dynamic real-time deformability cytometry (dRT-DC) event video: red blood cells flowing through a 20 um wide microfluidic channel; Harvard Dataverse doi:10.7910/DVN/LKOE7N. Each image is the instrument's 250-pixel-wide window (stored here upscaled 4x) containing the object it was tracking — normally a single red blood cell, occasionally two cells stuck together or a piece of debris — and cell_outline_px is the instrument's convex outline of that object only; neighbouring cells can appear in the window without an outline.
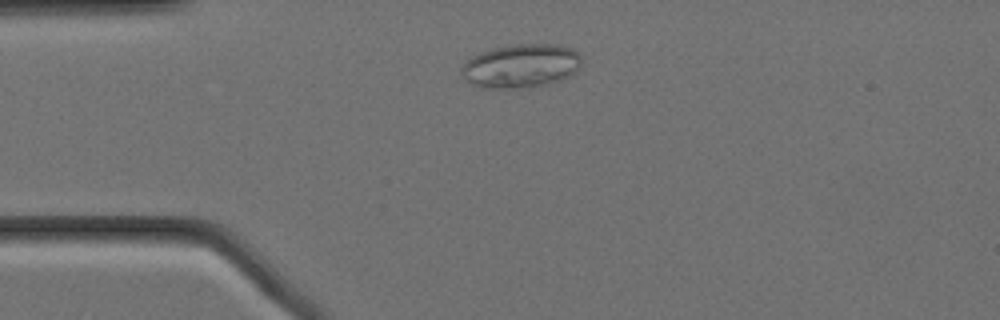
{"species": "Egyptian fruit bat (a non-hibernating species)", "species_latin": "Rousettus aegyptiacus", "temperature_condition": "cold", "stored_images_in_passage": 53, "camera_frame_rate_fps": 3000, "um_per_image_px": 0.085, "animal": {"sex": "female"}, "frame": {"image": 1, "passage_image": 8, "time_ms": 2.333, "image_size_px": [1000, 320], "cell_outline_px": [[580, 68], [568, 76], [560, 80], [548, 84], [532, 88], [488, 88], [472, 84], [464, 80], [460, 72], [460, 68], [472, 56], [492, 48], [516, 44], [556, 44], [572, 48], [580, 56]], "centroid_in_image_um": [44.27, 5.61], "position_along_channel_um": 40.7, "area_um2": 30.75}}
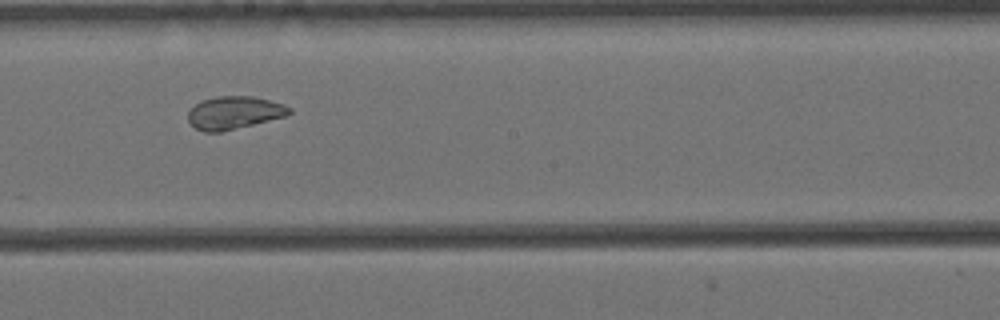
{"frame": {"image": 2, "passage_image": 26, "time_ms": 8.333, "image_size_px": [1000, 320], "cell_outline_px": [[292, 112], [284, 116], [220, 132], [204, 132], [196, 128], [188, 120], [188, 112], [196, 104], [204, 100], [216, 96], [252, 96], [284, 104], [292, 108]], "centroid_in_image_um": [19.9, 9.57], "position_along_channel_um": 228.3, "area_um2": 19.02}}
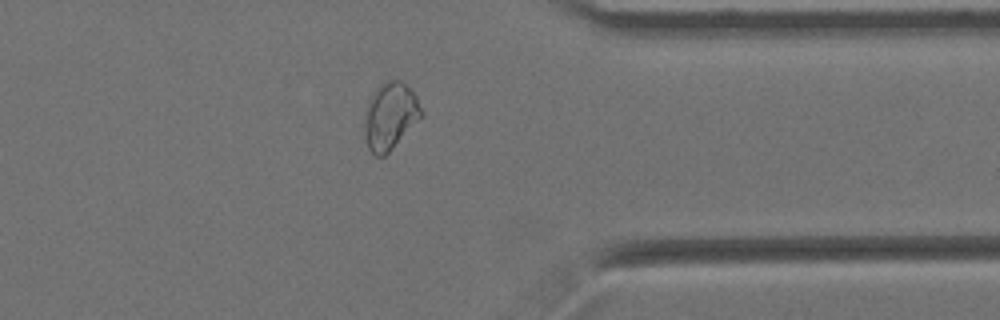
{"frame": {"image": 3, "passage_image": 40, "time_ms": 13.0, "image_size_px": [1000, 320], "cell_outline_px": [[424, 116], [384, 156], [376, 156], [368, 148], [364, 136], [364, 112], [368, 100], [376, 88], [380, 84], [388, 80], [400, 80], [416, 96], [424, 112]], "centroid_in_image_um": [33.16, 9.86], "position_along_channel_um": 378.2, "area_um2": 22.37}, "authors_computed_cell_mechanics": {"area_um2": 22.8888, "velocity_mm_per_s": 3.438, "shape_relaxation_time_tau1_ms": null, "shape_relaxation_time_tau2_ms": 1.6512, "deformation_change_tau1": null, "deformation_change_tau2": 0.0619}}